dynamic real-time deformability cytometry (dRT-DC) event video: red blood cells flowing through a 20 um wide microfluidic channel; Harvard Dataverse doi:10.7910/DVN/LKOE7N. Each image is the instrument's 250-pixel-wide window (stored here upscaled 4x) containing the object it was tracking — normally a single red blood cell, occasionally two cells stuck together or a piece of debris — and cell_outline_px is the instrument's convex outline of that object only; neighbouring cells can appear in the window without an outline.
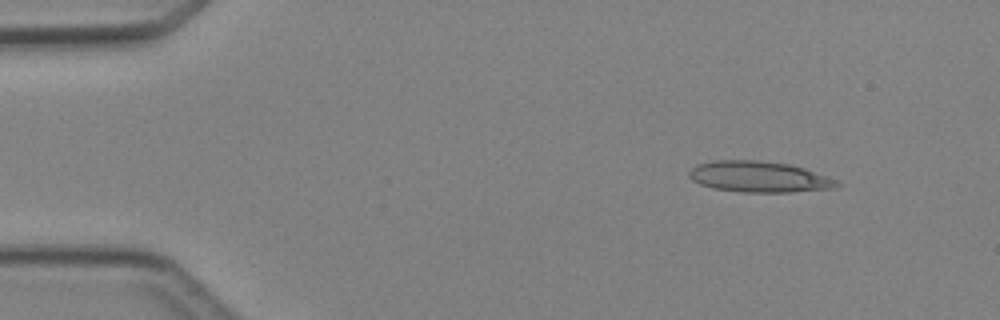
{"species": "Egyptian fruit bat (a non-hibernating species)", "species_latin": "Rousettus aegyptiacus", "temperature_condition": "cold", "stored_images_in_passage": 4, "camera_frame_rate_fps": 3000, "um_per_image_px": 0.085, "animal": {"sex": "female"}, "frame": {"image": 1, "passage_image": 1, "time_ms": 0.0, "image_size_px": [1000, 320], "cell_outline_px": [[840, 184], [832, 188], [792, 192], [740, 192], [716, 188], [700, 184], [692, 180], [688, 176], [688, 172], [696, 164], [716, 160], [756, 160], [788, 164], [804, 168], [840, 180]], "centroid_in_image_um": [64.52, 15.02], "position_along_channel_um": 20.5, "area_um2": 26.65}}
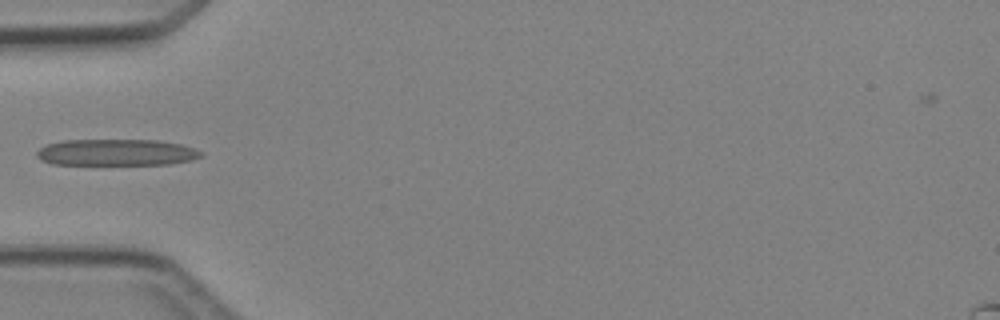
{"frame": {"image": 2, "passage_image": 4, "time_ms": 3.333, "image_size_px": [1000, 320], "cell_outline_px": [[204, 156], [188, 160], [168, 164], [52, 164], [40, 160], [36, 156], [36, 152], [40, 148], [48, 144], [64, 140], [160, 140], [180, 144], [196, 148], [204, 152]], "centroid_in_image_um": [9.91, 12.95], "position_along_channel_um": 75.1, "area_um2": 25.37}}